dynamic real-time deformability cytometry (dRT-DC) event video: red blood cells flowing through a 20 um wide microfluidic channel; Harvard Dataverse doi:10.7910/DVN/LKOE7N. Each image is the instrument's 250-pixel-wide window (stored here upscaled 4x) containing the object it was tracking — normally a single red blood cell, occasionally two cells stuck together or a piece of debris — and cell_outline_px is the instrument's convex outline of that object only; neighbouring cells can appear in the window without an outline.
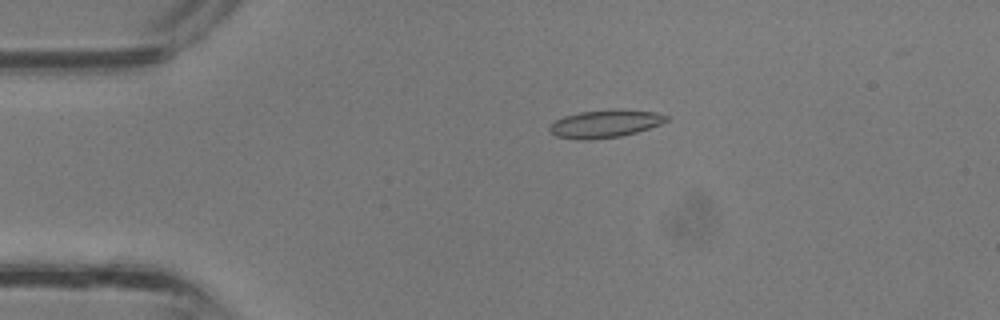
{"species": "common noctule bat (a hibernating species)", "species_latin": "Nyctalus noctula", "temperature_condition": "room temperature", "stored_images_in_passage": 34, "camera_frame_rate_fps": 3000, "um_per_image_px": 0.085, "animal": {"sex": "male", "body_mass_g": 13.3}, "frame": {"image": 1, "passage_image": 5, "time_ms": 1.333, "image_size_px": [1000, 320], "cell_outline_px": [[668, 120], [660, 124], [636, 132], [620, 136], [592, 140], [580, 140], [556, 136], [548, 132], [548, 128], [556, 120], [564, 116], [580, 112], [616, 108], [620, 108], [656, 112], [668, 116]], "centroid_in_image_um": [51.42, 10.51], "position_along_channel_um": 33.6, "area_um2": 19.07}}
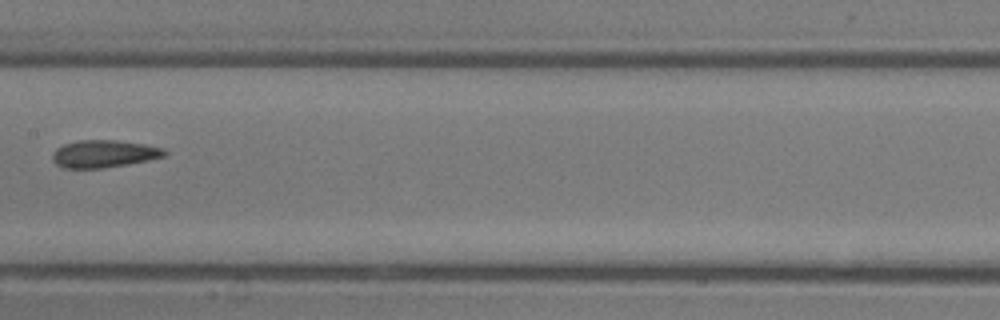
{"frame": {"image": 2, "passage_image": 16, "time_ms": 5.0, "image_size_px": [1000, 320], "cell_outline_px": [[168, 152], [164, 156], [148, 160], [128, 164], [104, 168], [64, 168], [56, 164], [52, 160], [52, 152], [56, 148], [64, 144], [80, 140], [116, 140], [144, 144], [164, 148]], "centroid_in_image_um": [8.82, 13.07], "position_along_channel_um": 198.6, "area_um2": 17.98}}
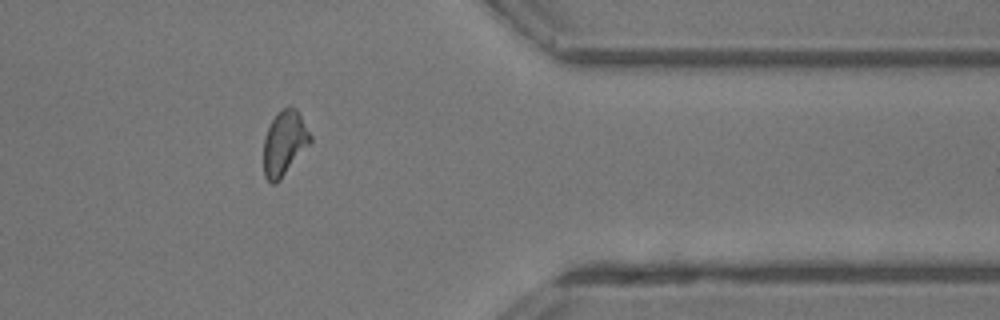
{"frame": {"image": 3, "passage_image": 27, "time_ms": 8.667, "image_size_px": [1000, 320], "cell_outline_px": [[312, 140], [280, 180], [276, 184], [272, 184], [264, 176], [264, 136], [276, 112], [280, 108], [296, 108], [312, 136]], "centroid_in_image_um": [24.16, 12.16], "position_along_channel_um": 387.2, "area_um2": 17.46}}